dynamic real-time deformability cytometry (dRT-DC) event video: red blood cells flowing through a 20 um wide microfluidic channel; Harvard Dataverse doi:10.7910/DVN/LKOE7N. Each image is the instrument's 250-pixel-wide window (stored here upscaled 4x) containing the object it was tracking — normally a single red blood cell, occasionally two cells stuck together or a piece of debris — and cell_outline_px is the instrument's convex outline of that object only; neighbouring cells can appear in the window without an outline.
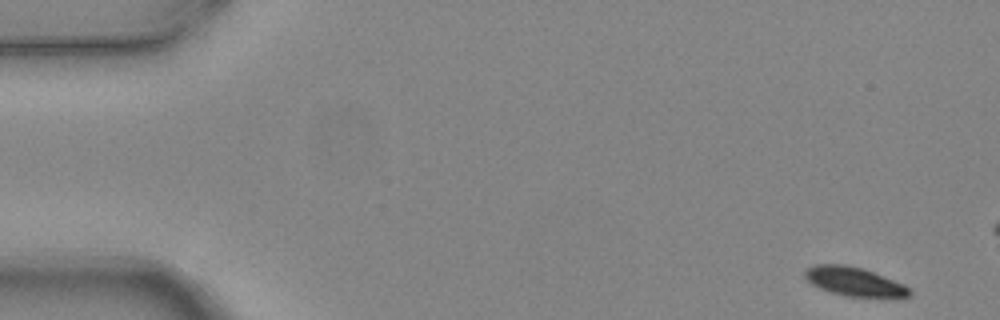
{"species": "common noctule bat (a hibernating species)", "species_latin": "Nyctalus noctula", "temperature_condition": "warm", "stored_images_in_passage": 4, "camera_frame_rate_fps": 3000, "um_per_image_px": 0.085, "animal": {"sex": "female", "body_mass_g": 24.6, "forearm_length_mm": 56.2}, "frame": {"image": 1, "passage_image": 1, "time_ms": 0.0, "image_size_px": [1000, 320], "cell_outline_px": [[912, 296], [844, 296], [828, 292], [812, 284], [804, 276], [804, 272], [808, 268], [816, 264], [844, 264], [864, 268], [904, 284], [912, 292]], "centroid_in_image_um": [72.58, 23.92], "position_along_channel_um": 12.4, "area_um2": 17.46}}